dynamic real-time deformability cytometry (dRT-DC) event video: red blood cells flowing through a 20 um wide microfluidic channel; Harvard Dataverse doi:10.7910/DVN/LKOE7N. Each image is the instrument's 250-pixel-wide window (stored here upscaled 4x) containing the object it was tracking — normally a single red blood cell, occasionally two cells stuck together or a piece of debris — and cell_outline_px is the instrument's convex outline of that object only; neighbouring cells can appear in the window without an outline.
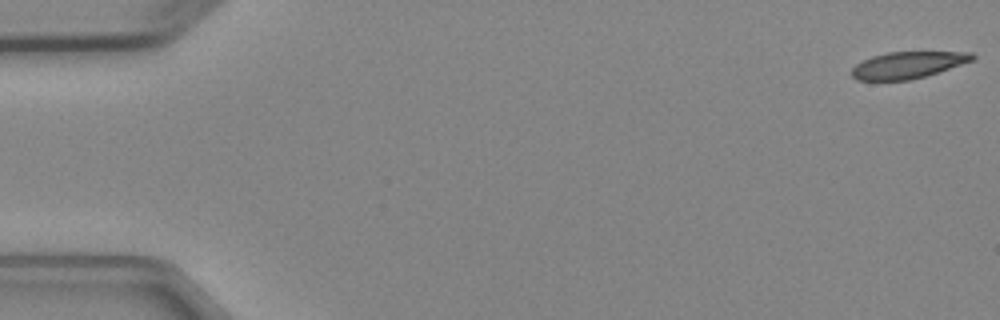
{"species": "Egyptian fruit bat (a non-hibernating species)", "species_latin": "Rousettus aegyptiacus", "temperature_condition": "cold", "stored_images_in_passage": 5, "camera_frame_rate_fps": 3000, "um_per_image_px": 0.085, "animal": {"sex": "female"}, "frame": {"image": 1, "passage_image": 1, "time_ms": 0.0, "image_size_px": [1000, 320], "cell_outline_px": [[976, 56], [972, 60], [924, 76], [908, 80], [856, 80], [852, 76], [852, 68], [856, 64], [872, 56], [888, 52], [972, 52]], "centroid_in_image_um": [77.12, 5.52], "position_along_channel_um": 7.9, "area_um2": 18.38}}
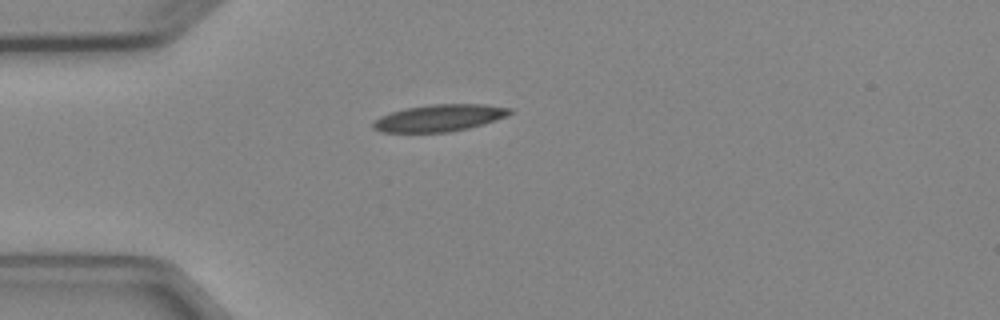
{"frame": {"image": 2, "passage_image": 4, "time_ms": 4.333, "image_size_px": [1000, 320], "cell_outline_px": [[512, 112], [508, 116], [484, 124], [468, 128], [448, 132], [380, 132], [372, 128], [372, 124], [380, 116], [404, 108], [432, 104], [484, 104], [512, 108]], "centroid_in_image_um": [37.36, 10.02], "position_along_channel_um": 47.6, "area_um2": 21.5}}